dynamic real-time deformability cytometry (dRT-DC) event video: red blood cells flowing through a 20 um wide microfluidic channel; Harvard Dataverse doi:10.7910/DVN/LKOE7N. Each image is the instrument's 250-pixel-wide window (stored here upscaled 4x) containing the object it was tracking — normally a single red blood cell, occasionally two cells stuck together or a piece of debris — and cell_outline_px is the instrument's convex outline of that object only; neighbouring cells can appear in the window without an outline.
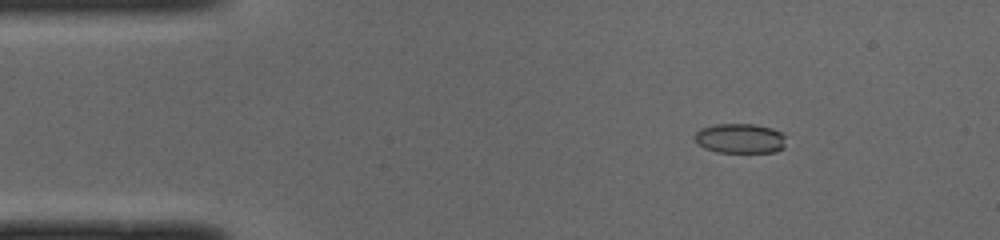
{"species": "common noctule bat (a hibernating species)", "species_latin": "Nyctalus noctula", "temperature_condition": "cold", "stored_images_in_passage": 50, "camera_frame_rate_fps": 3000, "um_per_image_px": 0.085, "animal": {"sex": "male", "body_mass_g": 19.0, "forearm_length_mm": 50.8}, "frame": {"image": 1, "passage_image": 7, "time_ms": 2.0, "image_size_px": [1000, 240], "cell_outline_px": [[784, 148], [776, 152], [716, 152], [704, 148], [696, 144], [692, 136], [700, 128], [716, 124], [752, 124], [772, 128], [780, 132], [784, 136]], "centroid_in_image_um": [62.85, 11.77], "position_along_channel_um": 22.2, "area_um2": 16.01}}
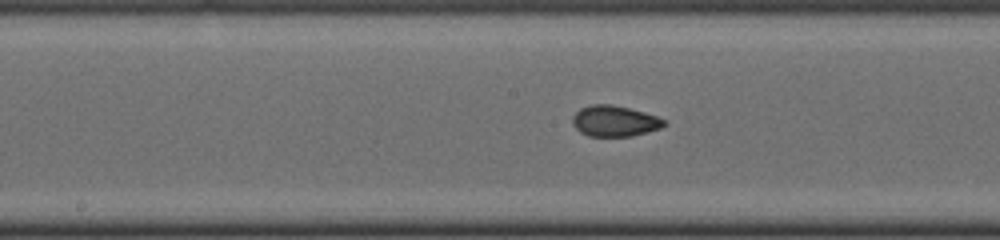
{"frame": {"image": 2, "passage_image": 25, "time_ms": 8.0, "image_size_px": [1000, 240], "cell_outline_px": [[668, 124], [660, 128], [632, 136], [588, 136], [580, 132], [572, 124], [572, 116], [580, 108], [592, 104], [612, 104], [644, 112], [656, 116], [664, 120]], "centroid_in_image_um": [52.22, 10.28], "position_along_channel_um": 196.0, "area_um2": 16.47}}
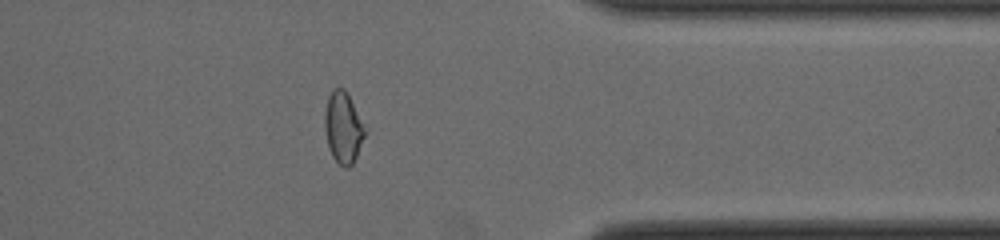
{"frame": {"image": 3, "passage_image": 40, "time_ms": 13.0, "image_size_px": [1000, 240], "cell_outline_px": [[368, 132], [352, 164], [348, 168], [344, 168], [332, 156], [328, 148], [324, 128], [324, 112], [328, 96], [332, 88], [344, 88]], "centroid_in_image_um": [29.16, 10.85], "position_along_channel_um": 382.2, "area_um2": 16.82}, "authors_computed_cell_mechanics": {"area_um2": 16.6464, "velocity_mm_per_s": 4.0084, "shape_relaxation_time_tau1_ms": null, "shape_relaxation_time_tau2_ms": 0.9007, "deformation_change_tau1": null, "deformation_change_tau2": 0.051}}